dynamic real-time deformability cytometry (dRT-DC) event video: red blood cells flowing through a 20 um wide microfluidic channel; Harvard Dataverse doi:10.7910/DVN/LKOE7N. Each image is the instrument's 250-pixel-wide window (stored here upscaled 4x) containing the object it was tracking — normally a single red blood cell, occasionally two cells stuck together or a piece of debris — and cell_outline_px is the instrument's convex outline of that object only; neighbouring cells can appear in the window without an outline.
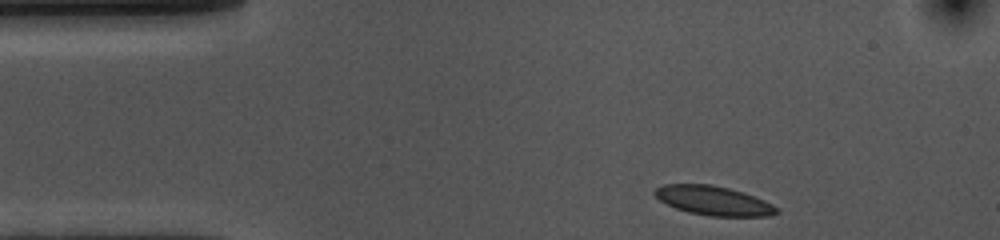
{"species": "common noctule bat (a hibernating species)", "species_latin": "Nyctalus noctula", "temperature_condition": "cold", "stored_images_in_passage": 37, "camera_frame_rate_fps": 3000, "um_per_image_px": 0.085, "animal": {"sex": "female", "body_mass_g": 10.0, "forearm_length_mm": 53.1}, "frame": {"image": 1, "passage_image": 1, "time_ms": 0.0, "image_size_px": [1000, 240], "cell_outline_px": [[780, 212], [768, 216], [708, 216], [688, 212], [676, 208], [660, 200], [652, 192], [656, 188], [664, 184], [712, 184], [744, 192], [764, 200], [772, 204]], "centroid_in_image_um": [60.64, 17.05], "position_along_channel_um": 24.4, "area_um2": 20.69}}
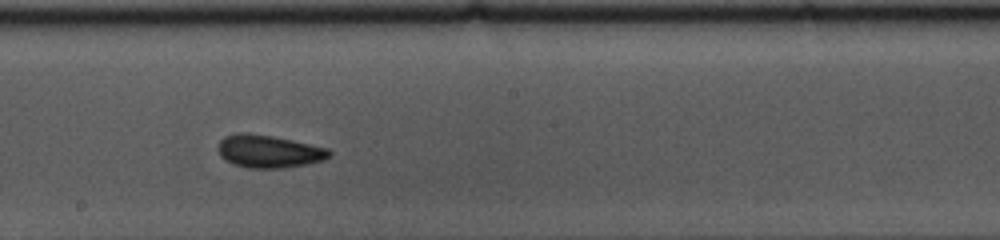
{"frame": {"image": 2, "passage_image": 22, "time_ms": 7.0, "image_size_px": [1000, 240], "cell_outline_px": [[332, 156], [324, 160], [284, 168], [248, 168], [232, 164], [220, 156], [216, 148], [220, 140], [224, 136], [240, 132], [248, 132], [272, 136], [292, 140], [328, 148], [332, 152]], "centroid_in_image_um": [22.82, 12.86], "position_along_channel_um": 225.4, "area_um2": 21.44}}
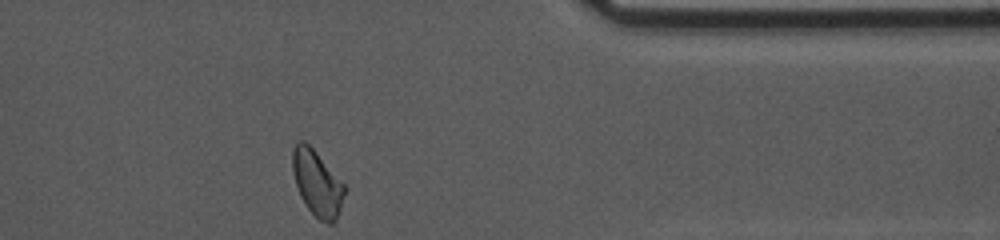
{"frame": {"image": 3, "passage_image": 37, "time_ms": 12.0, "image_size_px": [1000, 240], "cell_outline_px": [[348, 188], [340, 212], [336, 220], [332, 224], [328, 224], [320, 220], [304, 204], [300, 196], [296, 184], [292, 168], [292, 148], [296, 140], [304, 140], [316, 152]], "centroid_in_image_um": [26.97, 15.57], "position_along_channel_um": 384.4, "area_um2": 20.17}, "authors_computed_cell_mechanics": {"area_um2": 20.808, "velocity_mm_per_s": 3.5956, "shape_relaxation_time_tau1_ms": 6.4323, "shape_relaxation_time_tau2_ms": 2.1172, "deformation_change_tau1": 0.1003, "deformation_change_tau2": 0.0784}}